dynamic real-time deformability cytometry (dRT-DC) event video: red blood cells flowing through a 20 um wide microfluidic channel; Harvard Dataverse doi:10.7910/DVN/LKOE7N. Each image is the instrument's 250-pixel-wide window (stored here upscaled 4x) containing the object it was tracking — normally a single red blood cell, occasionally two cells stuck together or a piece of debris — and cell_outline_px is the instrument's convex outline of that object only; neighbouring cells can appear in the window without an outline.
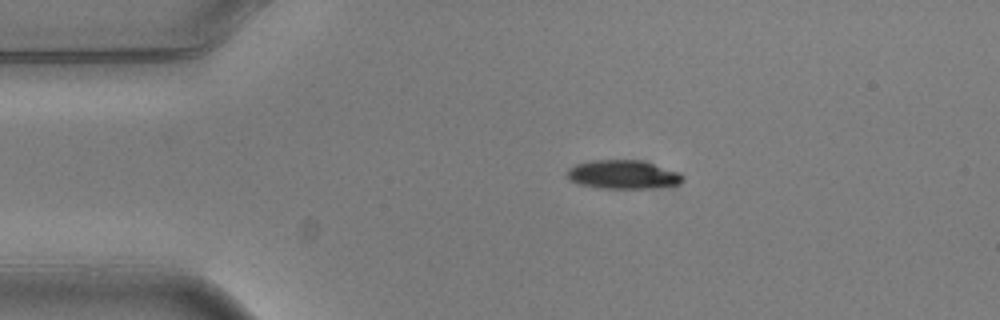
{"species": "common noctule bat (a hibernating species)", "species_latin": "Nyctalus noctula", "temperature_condition": "warm", "stored_images_in_passage": 3, "camera_frame_rate_fps": 3000, "um_per_image_px": 0.085, "animal": {"sex": "male", "body_mass_g": 20.5, "forearm_length_mm": 52.5}, "frame": {"image": 1, "passage_image": 1, "time_ms": 0.0, "image_size_px": [1000, 320], "cell_outline_px": [[684, 180], [680, 184], [652, 188], [600, 188], [576, 184], [568, 180], [568, 168], [576, 164], [592, 160], [644, 160], [680, 172], [684, 176]], "centroid_in_image_um": [52.98, 14.83], "position_along_channel_um": 32.0, "area_um2": 19.65}}
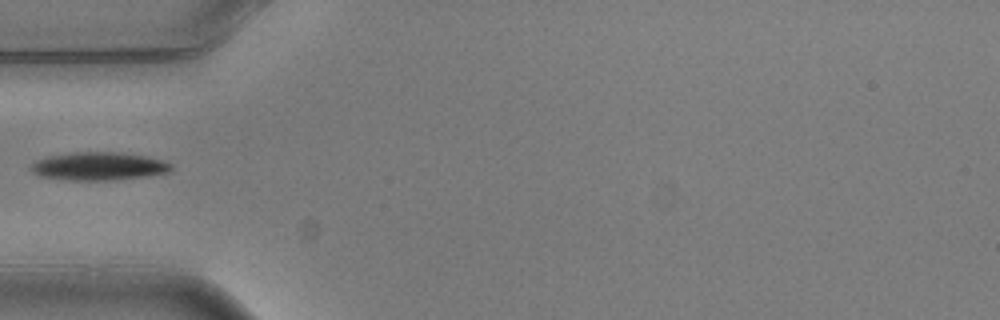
{"frame": {"image": 2, "passage_image": 3, "time_ms": 0.667, "image_size_px": [1000, 320], "cell_outline_px": [[172, 172], [148, 176], [116, 180], [72, 180], [40, 176], [32, 172], [32, 164], [36, 160], [48, 156], [72, 152], [116, 152], [148, 156], [172, 164]], "centroid_in_image_um": [8.43, 14.13], "position_along_channel_um": 76.6, "area_um2": 23.0}}